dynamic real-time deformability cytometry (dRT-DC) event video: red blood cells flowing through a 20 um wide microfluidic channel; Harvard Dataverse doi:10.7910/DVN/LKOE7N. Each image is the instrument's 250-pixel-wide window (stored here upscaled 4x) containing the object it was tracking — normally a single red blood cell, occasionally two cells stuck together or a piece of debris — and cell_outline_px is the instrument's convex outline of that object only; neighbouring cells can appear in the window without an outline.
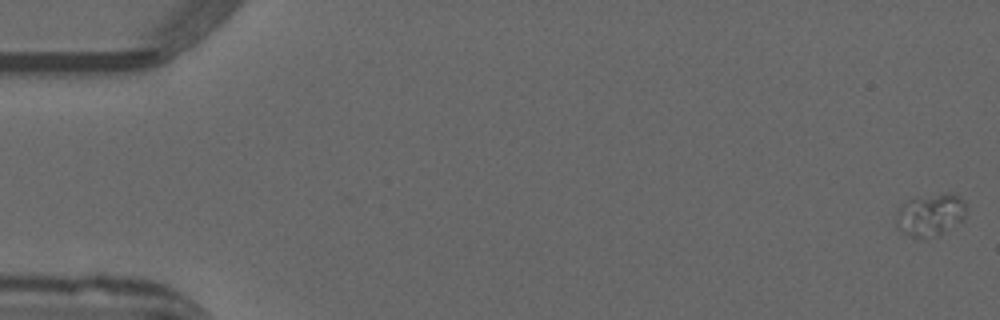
{"species": "common noctule bat (a hibernating species)", "species_latin": "Nyctalus noctula", "temperature_condition": "warm", "stored_images_in_passage": 53, "camera_frame_rate_fps": 3000, "um_per_image_px": 0.085, "animal": {"sex": "male", "forearm_length_mm": 52.5}, "frame": {"image": 1, "passage_image": 1, "time_ms": 0.0, "image_size_px": [1000, 320], "cell_outline_px": [[964, 216], [960, 220], [940, 232], [924, 236], [912, 236], [896, 228], [896, 208], [908, 200], [916, 196], [944, 192], [952, 192], [964, 200]], "centroid_in_image_um": [79.01, 18.16], "position_along_channel_um": 6.0, "area_um2": 16.82}}
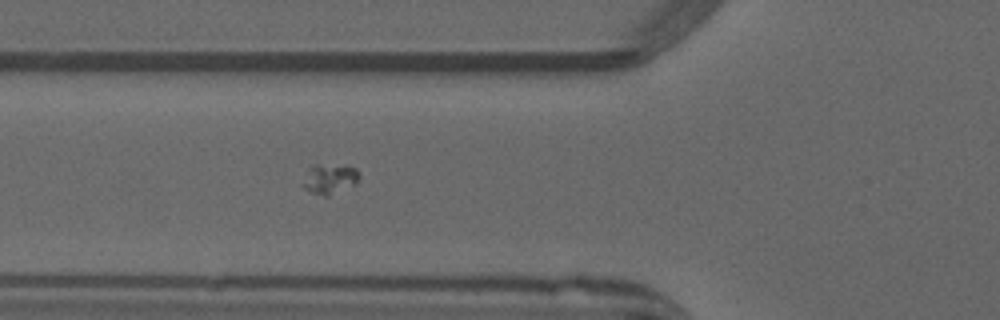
{"frame": {"image": 2, "passage_image": 20, "time_ms": 6.333, "image_size_px": [1000, 320], "cell_outline_px": [[360, 176], [356, 184], [328, 196], [324, 196], [312, 192], [304, 188], [300, 184], [308, 168], [312, 164], [348, 164], [356, 168]], "centroid_in_image_um": [28.01, 15.16], "position_along_channel_um": 97.8, "area_um2": 10.29}}